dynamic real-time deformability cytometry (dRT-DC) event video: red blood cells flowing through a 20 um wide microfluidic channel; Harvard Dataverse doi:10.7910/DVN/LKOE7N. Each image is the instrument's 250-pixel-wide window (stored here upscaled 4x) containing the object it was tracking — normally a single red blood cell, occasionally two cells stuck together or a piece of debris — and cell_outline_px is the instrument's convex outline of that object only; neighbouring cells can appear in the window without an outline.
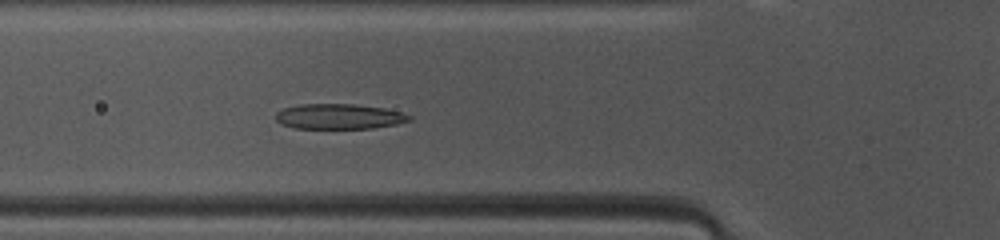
{"species": "common noctule bat (a hibernating species)", "species_latin": "Nyctalus noctula", "temperature_condition": "warm", "stored_images_in_passage": 38, "camera_frame_rate_fps": 3000, "um_per_image_px": 0.085, "animal": {"sex": "female", "body_mass_g": 10.0, "forearm_length_mm": 53.1}, "frame": {"image": 1, "passage_image": 6, "time_ms": 1.667, "image_size_px": [1000, 240], "cell_outline_px": [[412, 120], [396, 124], [372, 128], [296, 128], [280, 124], [276, 120], [276, 112], [284, 108], [300, 104], [356, 104], [384, 108], [400, 112], [412, 116]], "centroid_in_image_um": [28.82, 9.9], "position_along_channel_um": 97.0, "area_um2": 19.59}}
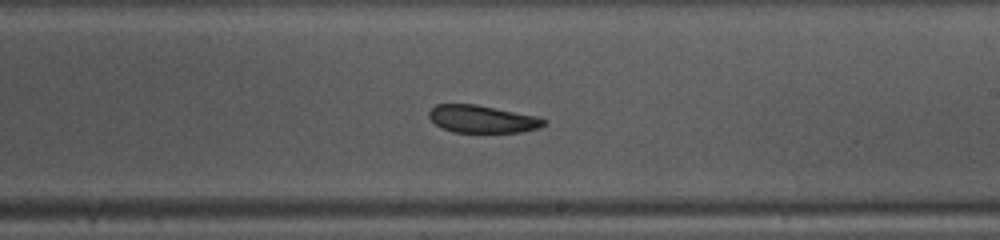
{"frame": {"image": 2, "passage_image": 17, "time_ms": 5.333, "image_size_px": [1000, 240], "cell_outline_px": [[548, 120], [540, 128], [520, 132], [452, 132], [436, 124], [428, 116], [428, 112], [436, 104], [476, 104], [540, 116]], "centroid_in_image_um": [41.04, 10.11], "position_along_channel_um": 248.0, "area_um2": 18.55}}
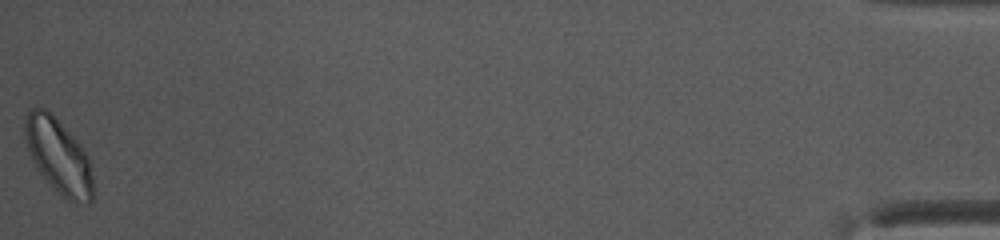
{"frame": {"image": 3, "passage_image": 38, "time_ms": 12.333, "image_size_px": [1000, 240], "cell_outline_px": [[92, 200], [88, 204], [68, 200], [36, 168], [28, 152], [24, 136], [24, 116], [28, 108], [44, 108], [80, 144], [88, 156], [92, 176]], "centroid_in_image_um": [4.94, 13.24], "position_along_channel_um": 430.3, "area_um2": 29.02}, "authors_computed_cell_mechanics": {"area_um2": 20.23, "velocity_mm_per_s": 4.1129, "shape_relaxation_time_tau1_ms": 9.6947, "shape_relaxation_time_tau2_ms": 9.5245, "deformation_change_tau1": 0.1972, "deformation_change_tau2": 0.1724}}